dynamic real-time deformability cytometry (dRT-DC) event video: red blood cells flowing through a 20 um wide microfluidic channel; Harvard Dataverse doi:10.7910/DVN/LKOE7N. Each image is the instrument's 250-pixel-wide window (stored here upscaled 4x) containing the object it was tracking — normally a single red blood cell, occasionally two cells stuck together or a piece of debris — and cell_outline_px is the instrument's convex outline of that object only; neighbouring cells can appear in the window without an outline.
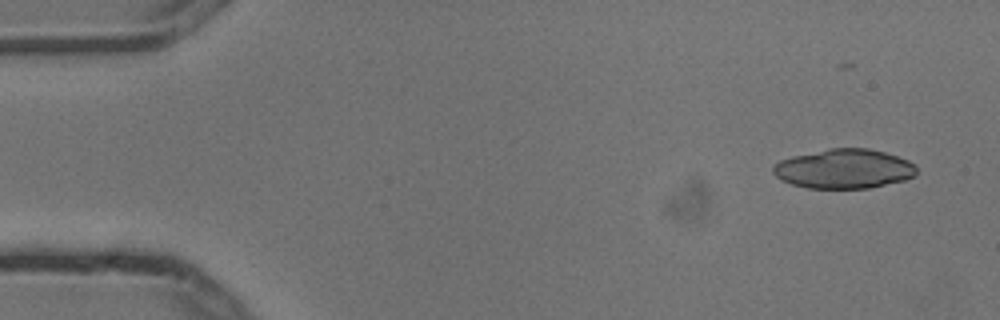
{"species": "common noctule bat (a hibernating species)", "species_latin": "Nyctalus noctula", "temperature_condition": "cold", "stored_images_in_passage": 6, "camera_frame_rate_fps": 3000, "um_per_image_px": 0.085, "animal": {"sex": "male", "body_mass_g": 13.3}, "frame": {"image": 1, "passage_image": 1, "time_ms": 0.0, "image_size_px": [1000, 320], "cell_outline_px": [[916, 176], [904, 180], [868, 188], [808, 188], [792, 184], [780, 180], [772, 172], [772, 168], [780, 160], [792, 156], [832, 148], [868, 148], [884, 152], [908, 160], [916, 164]], "centroid_in_image_um": [71.74, 14.35], "position_along_channel_um": 13.3, "area_um2": 32.89}}